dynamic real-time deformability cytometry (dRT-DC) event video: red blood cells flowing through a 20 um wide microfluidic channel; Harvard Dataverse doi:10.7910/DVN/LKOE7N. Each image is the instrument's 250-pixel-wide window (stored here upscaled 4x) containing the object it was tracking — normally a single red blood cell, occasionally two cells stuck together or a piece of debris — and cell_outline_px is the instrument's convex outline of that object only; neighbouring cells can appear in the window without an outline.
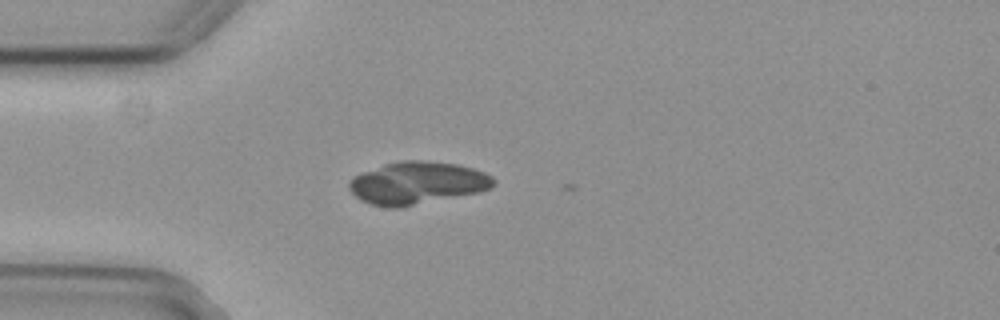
{"species": "common noctule bat (a hibernating species)", "species_latin": "Nyctalus noctula", "temperature_condition": "cold", "stored_images_in_passage": 2, "camera_frame_rate_fps": 3000, "um_per_image_px": 0.085, "animal": {"sex": "female", "body_mass_g": 29.2, "forearm_length_mm": 56.3}, "frame": {"image": 1, "passage_image": 1, "time_ms": 0.0, "image_size_px": [1000, 320], "cell_outline_px": [[496, 184], [492, 188], [480, 192], [400, 208], [388, 208], [372, 204], [360, 200], [348, 188], [348, 184], [356, 176], [364, 172], [384, 164], [404, 160], [424, 160], [456, 164], [472, 168], [484, 172], [492, 176], [496, 180]], "centroid_in_image_um": [35.51, 15.56], "position_along_channel_um": 49.5, "area_um2": 35.78}}